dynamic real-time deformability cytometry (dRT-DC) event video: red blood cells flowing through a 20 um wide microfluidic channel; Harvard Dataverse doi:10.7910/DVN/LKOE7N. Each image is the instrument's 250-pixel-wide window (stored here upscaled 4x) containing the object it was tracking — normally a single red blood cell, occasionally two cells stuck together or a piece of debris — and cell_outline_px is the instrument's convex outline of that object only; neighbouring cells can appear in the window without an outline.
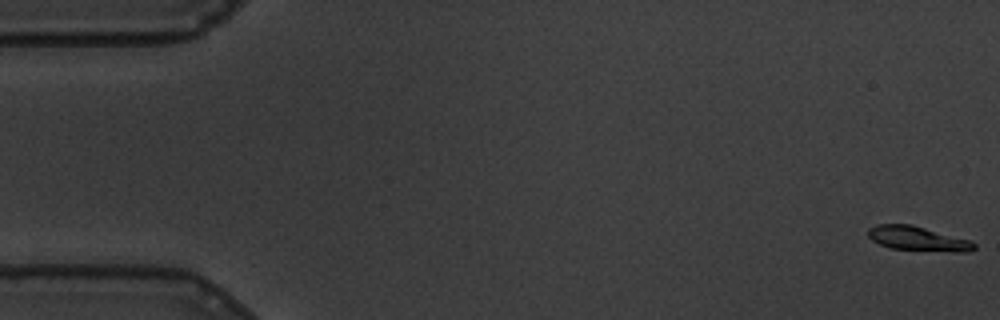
{"species": "common noctule bat (a hibernating species)", "species_latin": "Nyctalus noctula", "temperature_condition": "warm", "stored_images_in_passage": 59, "camera_frame_rate_fps": 3000, "um_per_image_px": 0.085, "animal": {"sex": "male", "body_mass_g": 19.5, "forearm_length_mm": 54.6}, "frame": {"image": 1, "passage_image": 1, "time_ms": 0.0, "image_size_px": [1000, 320], "cell_outline_px": [[976, 248], [972, 252], [956, 252], [888, 248], [872, 240], [868, 236], [868, 228], [876, 224], [912, 224], [972, 240], [976, 244]], "centroid_in_image_um": [78.06, 20.28], "position_along_channel_um": 6.9, "area_um2": 15.37}}
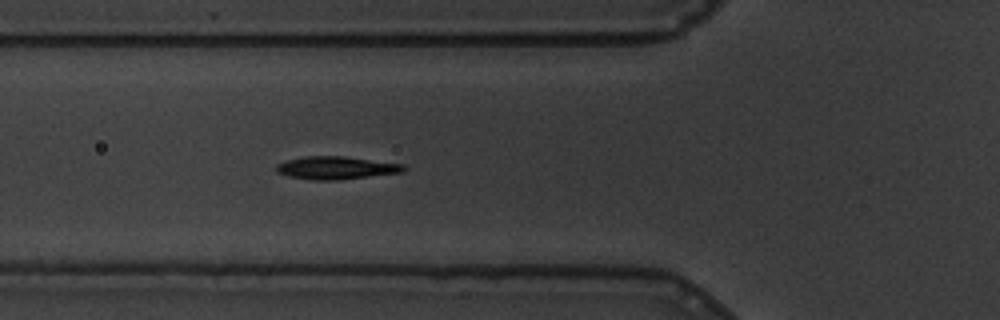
{"frame": {"image": 2, "passage_image": 21, "time_ms": 6.667, "image_size_px": [1000, 320], "cell_outline_px": [[408, 168], [404, 172], [336, 180], [312, 180], [288, 176], [276, 172], [276, 164], [288, 160], [304, 156], [344, 156], [404, 164]], "centroid_in_image_um": [28.59, 14.26], "position_along_channel_um": 97.2, "area_um2": 16.99}}
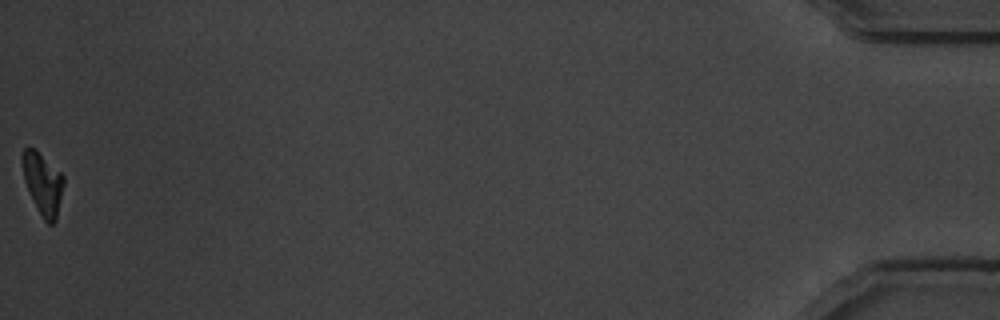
{"frame": {"image": 3, "passage_image": 59, "time_ms": 19.333, "image_size_px": [1000, 320], "cell_outline_px": [[64, 184], [56, 220], [52, 224], [48, 224], [44, 220], [24, 180], [24, 148], [32, 148], [60, 172], [64, 176]], "centroid_in_image_um": [3.69, 15.66], "position_along_channel_um": 431.5, "area_um2": 13.93}, "authors_computed_cell_mechanics": {"area_um2": 16.0684, "velocity_mm_per_s": 3.4402, "shape_relaxation_time_tau1_ms": 4.4434, "shape_relaxation_time_tau2_ms": 1.9522, "deformation_change_tau1": 0.1683, "deformation_change_tau2": 0.0615}}